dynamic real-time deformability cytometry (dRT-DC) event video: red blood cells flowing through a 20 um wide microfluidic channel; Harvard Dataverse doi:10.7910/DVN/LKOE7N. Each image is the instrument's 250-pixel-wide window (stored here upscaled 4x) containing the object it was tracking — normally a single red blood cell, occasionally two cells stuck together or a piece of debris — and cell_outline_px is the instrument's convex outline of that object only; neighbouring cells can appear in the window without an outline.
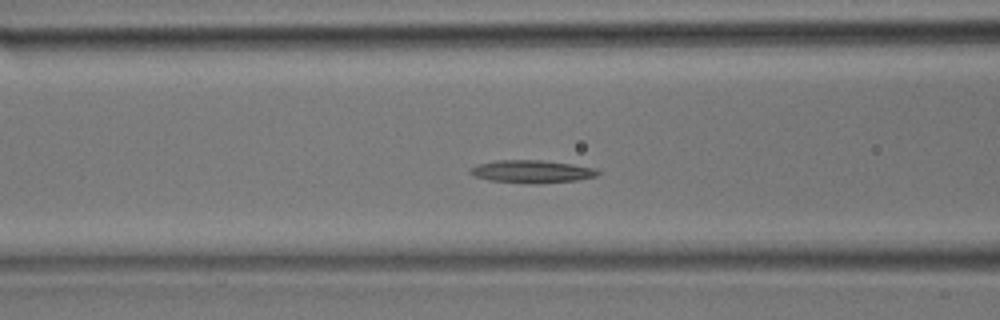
{"species": "common noctule bat (a hibernating species)", "species_latin": "Nyctalus noctula", "temperature_condition": "room temperature", "stored_images_in_passage": 17, "camera_frame_rate_fps": 3000, "um_per_image_px": 0.085, "animal": {"sex": "male", "body_mass_g": 17.9}, "frame": {"image": 1, "passage_image": 10, "time_ms": 3.0, "image_size_px": [1000, 320], "cell_outline_px": [[600, 172], [596, 176], [576, 180], [536, 184], [528, 184], [488, 180], [472, 176], [468, 172], [468, 168], [480, 164], [496, 160], [540, 160], [572, 164], [596, 168]], "centroid_in_image_um": [45.15, 14.59], "position_along_channel_um": 121.4, "area_um2": 17.05}}
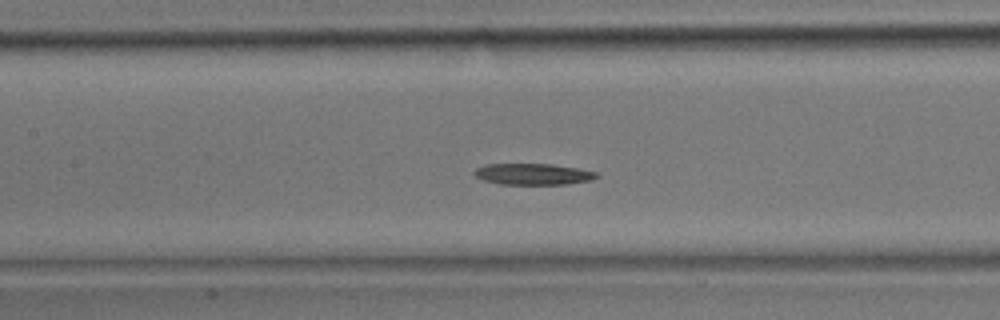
{"frame": {"image": 2, "passage_image": 12, "time_ms": 3.667, "image_size_px": [1000, 320], "cell_outline_px": [[600, 176], [592, 180], [568, 184], [500, 184], [484, 180], [476, 176], [472, 172], [476, 168], [484, 164], [552, 164], [576, 168], [596, 172]], "centroid_in_image_um": [45.31, 14.8], "position_along_channel_um": 162.1, "area_um2": 15.14}}